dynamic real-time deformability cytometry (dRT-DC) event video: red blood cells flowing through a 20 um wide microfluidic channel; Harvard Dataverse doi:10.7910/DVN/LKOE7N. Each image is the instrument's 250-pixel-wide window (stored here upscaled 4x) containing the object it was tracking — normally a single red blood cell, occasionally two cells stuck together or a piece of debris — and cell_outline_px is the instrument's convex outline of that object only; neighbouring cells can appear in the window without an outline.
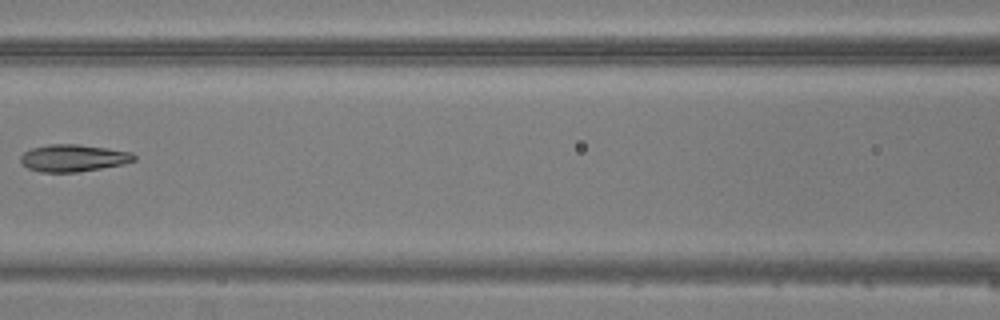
{"species": "common noctule bat (a hibernating species)", "species_latin": "Nyctalus noctula", "temperature_condition": "warm", "stored_images_in_passage": 7, "camera_frame_rate_fps": 3000, "um_per_image_px": 0.085, "animal": {"sex": "male", "body_mass_g": 20.5, "forearm_length_mm": 52.5}, "frame": {"image": 1, "passage_image": 7, "time_ms": 7.333, "image_size_px": [1000, 320], "cell_outline_px": [[136, 160], [124, 164], [76, 172], [40, 172], [28, 168], [20, 160], [20, 156], [24, 152], [32, 148], [48, 144], [80, 144], [108, 148], [132, 152], [136, 156]], "centroid_in_image_um": [6.25, 13.42], "position_along_channel_um": 160.3, "area_um2": 17.98}}